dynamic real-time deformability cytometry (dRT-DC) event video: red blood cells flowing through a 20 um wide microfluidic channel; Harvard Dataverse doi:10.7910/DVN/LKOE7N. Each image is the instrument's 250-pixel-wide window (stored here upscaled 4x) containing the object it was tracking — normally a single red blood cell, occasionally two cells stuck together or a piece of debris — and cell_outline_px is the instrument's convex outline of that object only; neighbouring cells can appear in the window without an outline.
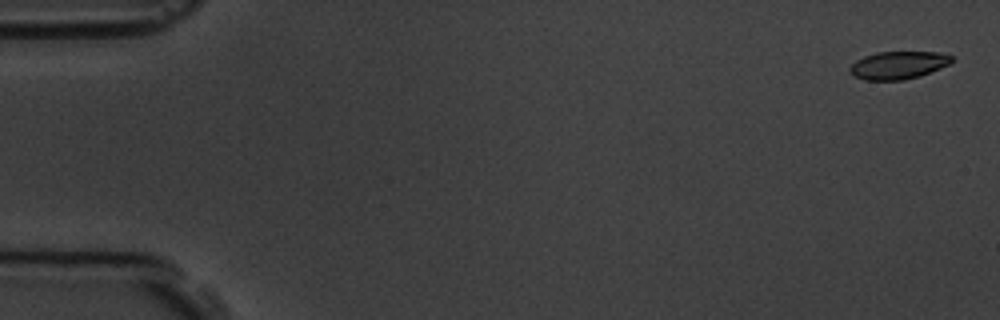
{"species": "common noctule bat (a hibernating species)", "species_latin": "Nyctalus noctula", "temperature_condition": "room temperature", "stored_images_in_passage": 10, "camera_frame_rate_fps": 3000, "um_per_image_px": 0.085, "animal": {"sex": "male", "body_mass_g": 19.5, "forearm_length_mm": 54.6}, "frame": {"image": 1, "passage_image": 1, "time_ms": 0.0, "image_size_px": [1000, 320], "cell_outline_px": [[956, 60], [952, 64], [920, 76], [904, 80], [864, 80], [848, 72], [848, 68], [856, 60], [864, 56], [876, 52], [936, 52], [952, 56]], "centroid_in_image_um": [76.38, 5.54], "position_along_channel_um": 8.6, "area_um2": 16.7}}
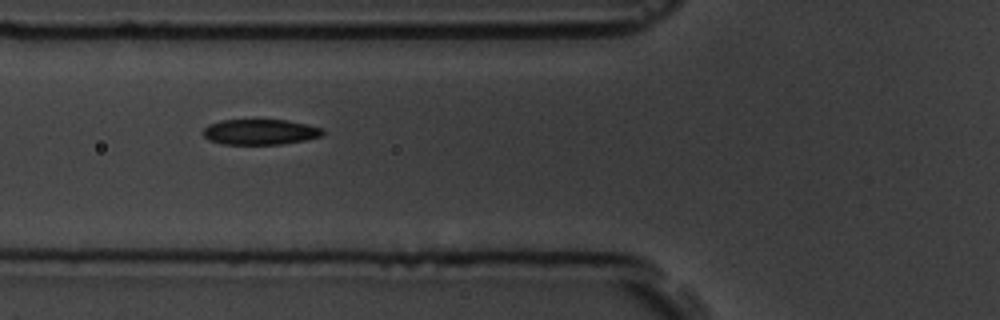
{"frame": {"image": 2, "passage_image": 7, "time_ms": 6.667, "image_size_px": [1000, 320], "cell_outline_px": [[324, 136], [304, 140], [280, 144], [224, 144], [208, 140], [200, 132], [208, 124], [220, 120], [288, 120], [308, 124], [324, 128]], "centroid_in_image_um": [22.11, 11.21], "position_along_channel_um": 103.7, "area_um2": 17.98}}
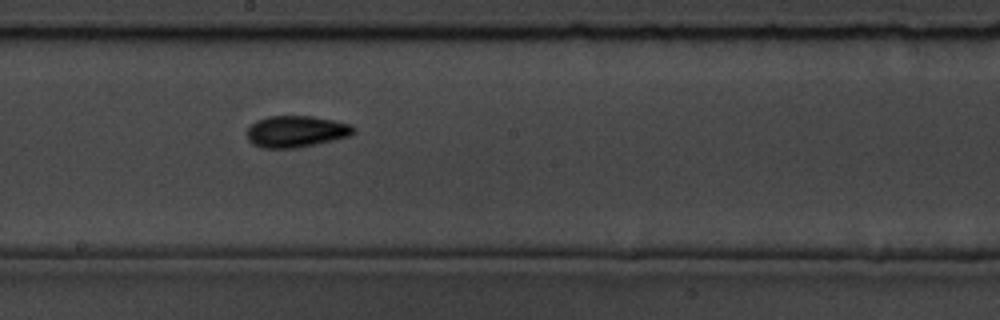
{"frame": {"image": 3, "passage_image": 10, "time_ms": 10.0, "image_size_px": [1000, 320], "cell_outline_px": [[356, 132], [352, 136], [296, 148], [264, 148], [252, 144], [248, 140], [248, 128], [256, 120], [268, 116], [312, 116], [336, 120], [352, 124], [356, 128]], "centroid_in_image_um": [25.23, 11.17], "position_along_channel_um": 223.0, "area_um2": 19.83}}